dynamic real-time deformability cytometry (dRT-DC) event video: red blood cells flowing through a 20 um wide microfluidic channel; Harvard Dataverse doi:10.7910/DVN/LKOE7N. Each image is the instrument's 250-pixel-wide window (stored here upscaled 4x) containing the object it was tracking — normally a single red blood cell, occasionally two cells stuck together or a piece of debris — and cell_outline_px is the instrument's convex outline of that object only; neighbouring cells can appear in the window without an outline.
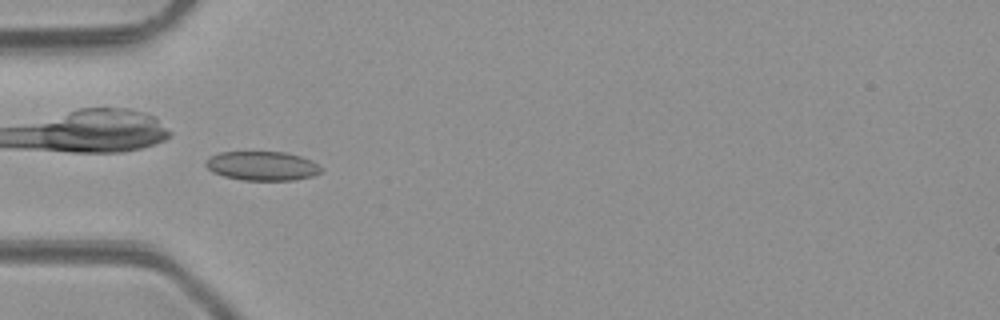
{"species": "common noctule bat (a hibernating species)", "species_latin": "Nyctalus noctula", "temperature_condition": "room temperature", "stored_images_in_passage": 5, "camera_frame_rate_fps": 3000, "um_per_image_px": 0.085, "animal": {"sex": "male", "body_mass_g": 23.1, "forearm_length_mm": 52.7}, "frame": {"image": 1, "passage_image": 4, "time_ms": 3.667, "image_size_px": [1000, 320], "cell_outline_px": [[324, 172], [312, 176], [292, 180], [244, 180], [224, 176], [212, 172], [204, 164], [212, 156], [220, 152], [284, 152], [300, 156], [312, 160], [324, 168]], "centroid_in_image_um": [22.35, 14.1], "position_along_channel_um": 62.7, "area_um2": 19.59}}
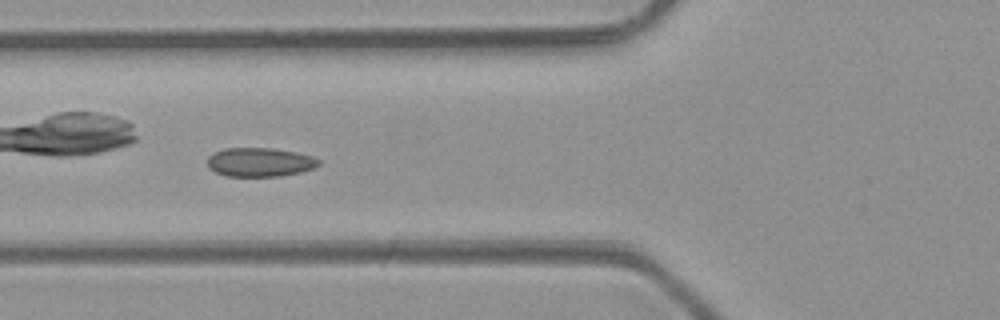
{"frame": {"image": 2, "passage_image": 5, "time_ms": 4.667, "image_size_px": [1000, 320], "cell_outline_px": [[320, 164], [312, 168], [300, 172], [280, 176], [228, 176], [216, 172], [208, 164], [208, 156], [212, 152], [224, 148], [272, 148], [296, 152], [312, 156], [320, 160]], "centroid_in_image_um": [22.08, 13.77], "position_along_channel_um": 103.7, "area_um2": 18.67}}